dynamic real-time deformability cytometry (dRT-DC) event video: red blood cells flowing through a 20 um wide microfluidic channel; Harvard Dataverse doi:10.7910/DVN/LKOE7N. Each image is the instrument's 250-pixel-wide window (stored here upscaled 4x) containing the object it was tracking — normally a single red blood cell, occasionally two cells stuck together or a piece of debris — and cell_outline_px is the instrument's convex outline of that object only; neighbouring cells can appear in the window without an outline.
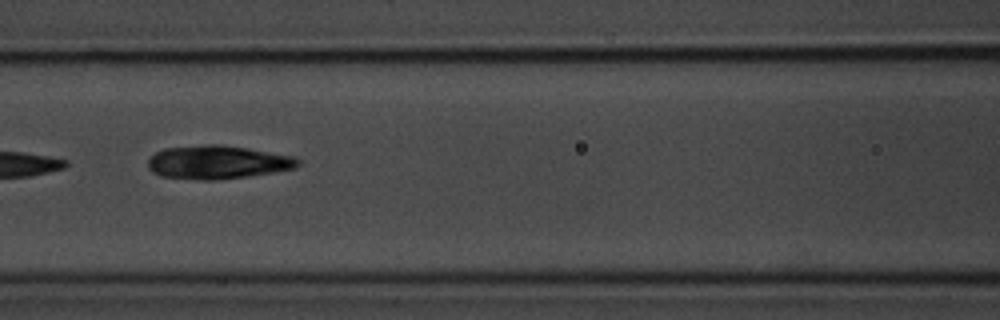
{"species": "common noctule bat (a hibernating species)", "species_latin": "Nyctalus noctula", "temperature_condition": "room temperature", "stored_images_in_passage": 13, "camera_frame_rate_fps": 3000, "um_per_image_px": 0.085, "animal": {"sex": "male", "body_mass_g": 20.1, "forearm_length_mm": 53.5}, "frame": {"image": 1, "passage_image": 6, "time_ms": 6.667, "image_size_px": [1000, 320], "cell_outline_px": [[300, 164], [296, 168], [248, 176], [216, 180], [204, 180], [160, 176], [152, 172], [148, 168], [148, 160], [156, 152], [164, 148], [204, 144], [220, 144], [296, 156], [300, 160]], "centroid_in_image_um": [18.49, 13.78], "position_along_channel_um": 148.1, "area_um2": 29.3}}